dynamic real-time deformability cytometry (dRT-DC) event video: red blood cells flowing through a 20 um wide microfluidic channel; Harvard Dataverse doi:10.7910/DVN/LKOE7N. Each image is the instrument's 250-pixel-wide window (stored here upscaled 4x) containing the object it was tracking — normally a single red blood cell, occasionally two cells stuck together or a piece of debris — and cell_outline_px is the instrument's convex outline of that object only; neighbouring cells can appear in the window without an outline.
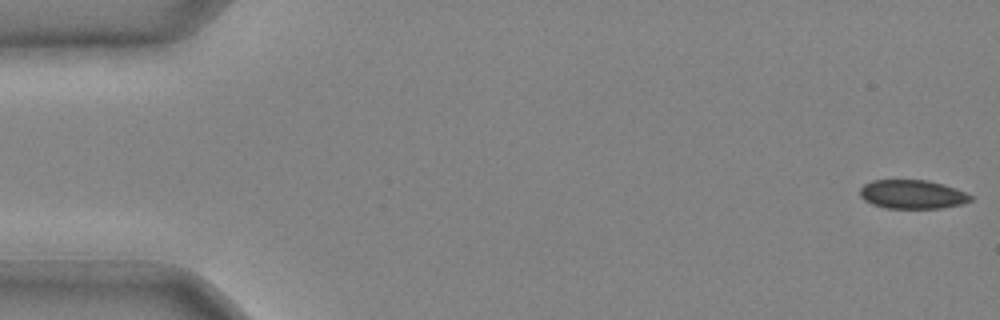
{"species": "common noctule bat (a hibernating species)", "species_latin": "Nyctalus noctula", "temperature_condition": "cold", "stored_images_in_passage": 42, "camera_frame_rate_fps": 3000, "um_per_image_px": 0.085, "animal": {"sex": "male", "body_mass_g": 20.4}, "frame": {"image": 1, "passage_image": 1, "time_ms": 0.0, "image_size_px": [1000, 320], "cell_outline_px": [[972, 200], [960, 204], [940, 208], [884, 208], [872, 204], [864, 200], [860, 196], [860, 188], [864, 184], [872, 180], [928, 180], [956, 188], [972, 196]], "centroid_in_image_um": [77.52, 16.51], "position_along_channel_um": 7.5, "area_um2": 18.55}}
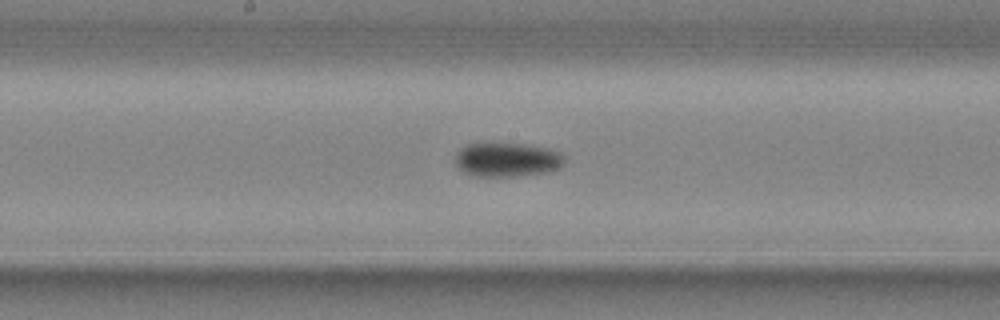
{"frame": {"image": 2, "passage_image": 23, "time_ms": 7.333, "image_size_px": [1000, 320], "cell_outline_px": [[564, 164], [560, 168], [548, 172], [520, 176], [476, 176], [464, 172], [456, 164], [456, 152], [460, 148], [468, 144], [484, 140], [492, 140], [528, 144], [548, 148], [560, 152], [564, 156]], "centroid_in_image_um": [43.1, 13.51], "position_along_channel_um": 205.1, "area_um2": 22.72}}
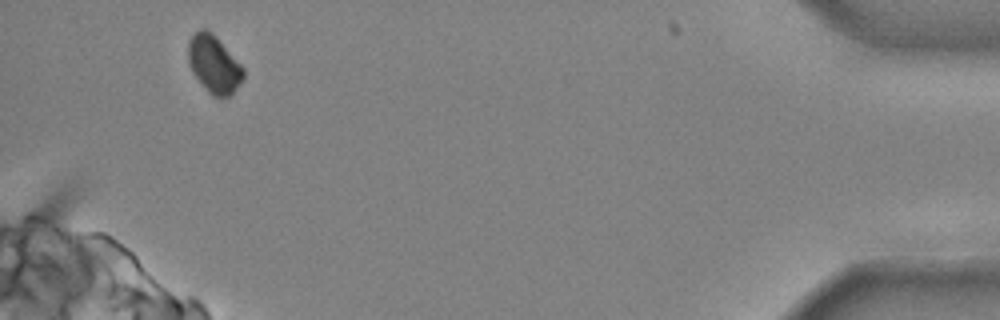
{"frame": {"image": 3, "passage_image": 41, "time_ms": 13.333, "image_size_px": [1000, 320], "cell_outline_px": [[244, 80], [232, 96], [212, 96], [208, 92], [192, 72], [188, 64], [188, 44], [192, 36], [200, 28], [204, 28], [212, 32], [216, 36], [244, 68]], "centroid_in_image_um": [18.2, 5.47], "position_along_channel_um": 417.0, "area_um2": 18.61}}